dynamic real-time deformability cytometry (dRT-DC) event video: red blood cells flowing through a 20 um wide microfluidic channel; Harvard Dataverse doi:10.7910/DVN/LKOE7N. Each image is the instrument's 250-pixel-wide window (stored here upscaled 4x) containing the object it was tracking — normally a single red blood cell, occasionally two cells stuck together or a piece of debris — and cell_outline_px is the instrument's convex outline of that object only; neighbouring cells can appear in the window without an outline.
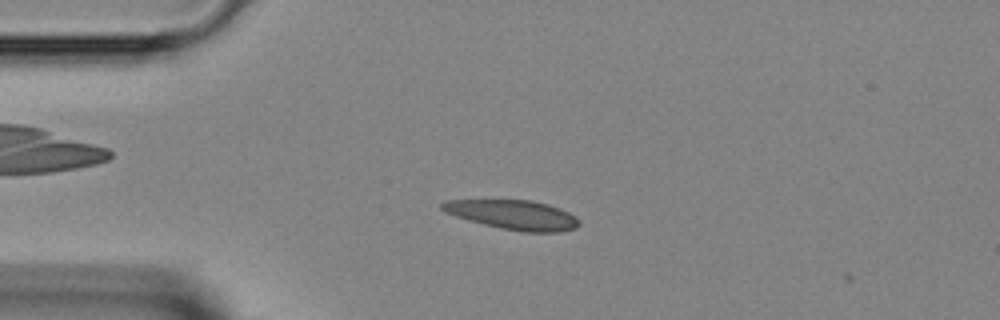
{"species": "Egyptian fruit bat (a non-hibernating species)", "species_latin": "Rousettus aegyptiacus", "temperature_condition": "room temperature", "stored_images_in_passage": 31, "camera_frame_rate_fps": 3000, "um_per_image_px": 0.085, "animal": {"sex": "female"}, "frame": {"image": 1, "passage_image": 3, "time_ms": 0.667, "image_size_px": [1000, 320], "cell_outline_px": [[580, 224], [576, 228], [556, 232], [524, 232], [500, 228], [468, 220], [444, 212], [440, 208], [440, 204], [444, 200], [532, 200], [548, 204], [560, 208], [576, 216], [580, 220]], "centroid_in_image_um": [43.63, 18.25], "position_along_channel_um": 41.4, "area_um2": 23.58}}
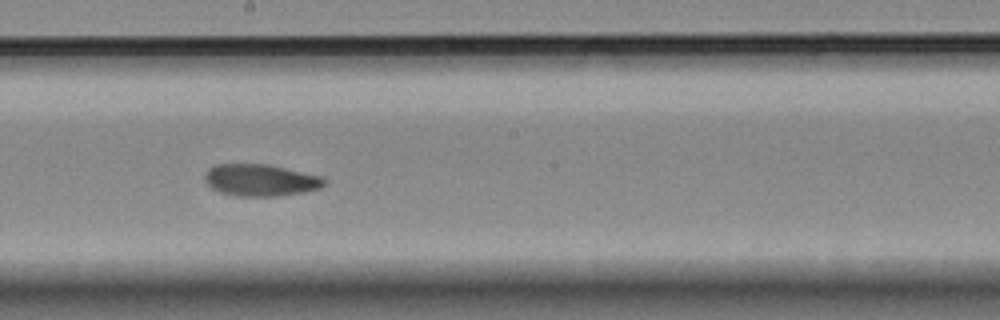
{"frame": {"image": 2, "passage_image": 17, "time_ms": 5.333, "image_size_px": [1000, 320], "cell_outline_px": [[324, 184], [320, 188], [304, 192], [276, 196], [236, 196], [220, 192], [212, 188], [204, 180], [204, 176], [208, 168], [216, 164], [268, 164], [320, 176], [324, 180]], "centroid_in_image_um": [22.1, 15.31], "position_along_channel_um": 226.1, "area_um2": 22.08}}
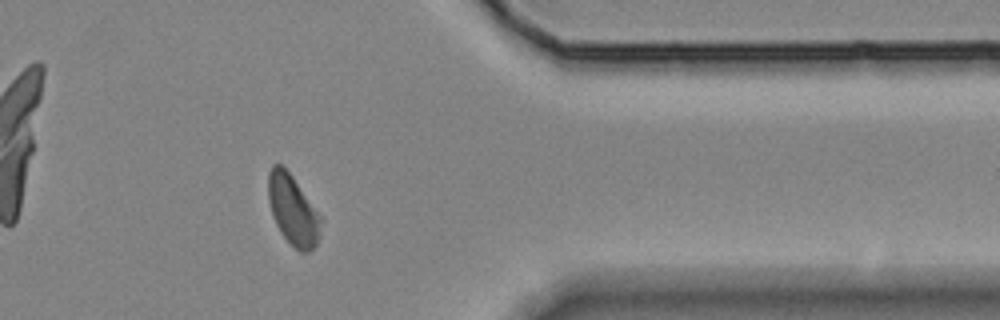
{"frame": {"image": 3, "passage_image": 29, "time_ms": 9.333, "image_size_px": [1000, 320], "cell_outline_px": [[324, 220], [320, 236], [316, 244], [308, 252], [300, 252], [280, 232], [272, 216], [268, 200], [268, 172], [272, 164], [280, 164], [292, 176]], "centroid_in_image_um": [24.91, 17.86], "position_along_channel_um": 386.5, "area_um2": 21.5}}